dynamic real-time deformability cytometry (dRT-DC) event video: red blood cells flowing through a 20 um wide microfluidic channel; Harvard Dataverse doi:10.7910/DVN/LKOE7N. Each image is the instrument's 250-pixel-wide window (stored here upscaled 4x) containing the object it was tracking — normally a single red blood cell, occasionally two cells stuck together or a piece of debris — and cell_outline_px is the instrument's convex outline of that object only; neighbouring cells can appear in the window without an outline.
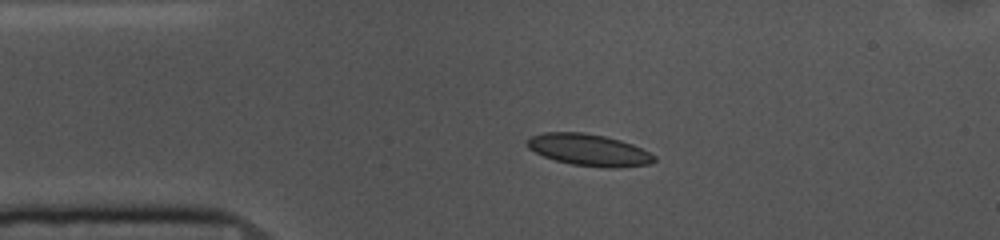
{"species": "common noctule bat (a hibernating species)", "species_latin": "Nyctalus noctula", "temperature_condition": "cold", "stored_images_in_passage": 44, "camera_frame_rate_fps": 3000, "um_per_image_px": 0.085, "animal": {"sex": "female", "body_mass_g": 10.0, "forearm_length_mm": 53.1}, "frame": {"image": 1, "passage_image": 1, "time_ms": 0.0, "image_size_px": [1000, 240], "cell_outline_px": [[656, 160], [652, 164], [616, 168], [608, 168], [572, 164], [556, 160], [544, 156], [528, 148], [528, 140], [532, 136], [544, 132], [584, 132], [604, 136], [620, 140], [632, 144], [656, 156]], "centroid_in_image_um": [50.1, 12.75], "position_along_channel_um": 34.9, "area_um2": 23.35}}
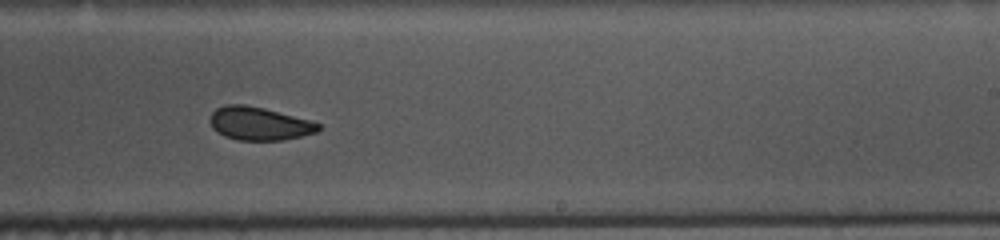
{"frame": {"image": 2, "passage_image": 22, "time_ms": 7.0, "image_size_px": [1000, 240], "cell_outline_px": [[324, 128], [316, 132], [284, 140], [236, 140], [224, 136], [216, 132], [212, 128], [208, 120], [212, 112], [216, 108], [224, 104], [244, 104], [264, 108], [312, 120], [320, 124]], "centroid_in_image_um": [22.02, 10.5], "position_along_channel_um": 267.0, "area_um2": 21.33}}
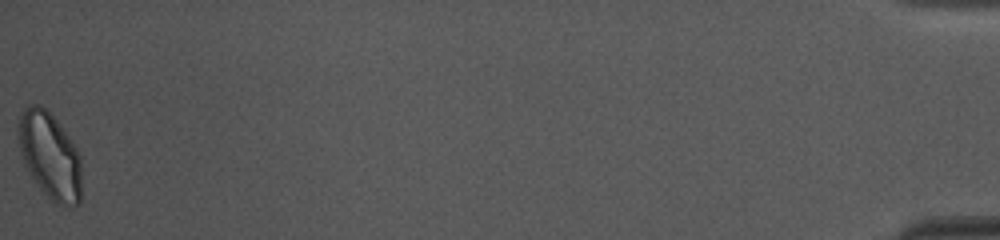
{"frame": {"image": 3, "passage_image": 44, "time_ms": 14.333, "image_size_px": [1000, 240], "cell_outline_px": [[80, 204], [72, 208], [68, 208], [56, 204], [40, 188], [24, 164], [20, 152], [16, 136], [16, 128], [20, 116], [24, 108], [28, 104], [40, 104], [56, 120], [68, 136], [76, 148], [80, 156]], "centroid_in_image_um": [4.21, 13.23], "position_along_channel_um": 431.0, "area_um2": 32.02}, "authors_computed_cell_mechanics": {"area_um2": 22.1952, "velocity_mm_per_s": 3.6751, "shape_relaxation_time_tau1_ms": 3.0369, "shape_relaxation_time_tau2_ms": 1.5198, "deformation_change_tau1": 0.0968, "deformation_change_tau2": 0.0614}}